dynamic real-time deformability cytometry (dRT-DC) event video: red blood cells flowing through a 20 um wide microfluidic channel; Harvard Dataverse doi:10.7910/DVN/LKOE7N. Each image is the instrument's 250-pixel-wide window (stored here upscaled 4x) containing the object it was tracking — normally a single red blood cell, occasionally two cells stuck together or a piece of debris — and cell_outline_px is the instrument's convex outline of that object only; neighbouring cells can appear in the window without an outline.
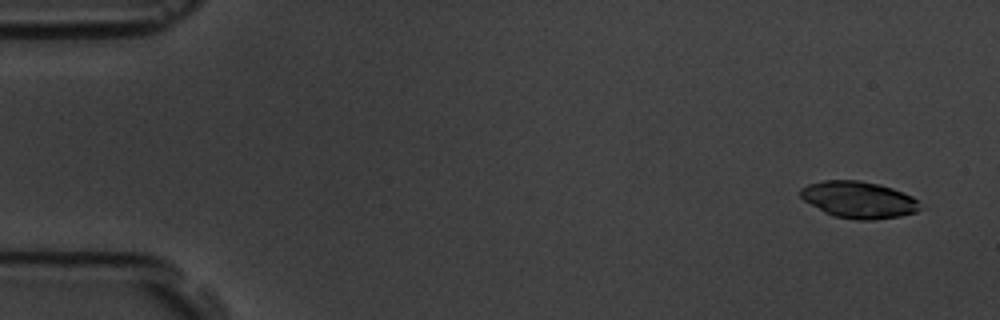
{"species": "common noctule bat (a hibernating species)", "species_latin": "Nyctalus noctula", "temperature_condition": "room temperature", "stored_images_in_passage": 4, "camera_frame_rate_fps": 3000, "um_per_image_px": 0.085, "animal": {"sex": "male", "body_mass_g": 19.5, "forearm_length_mm": 54.6}, "frame": {"image": 1, "passage_image": 1, "time_ms": 0.0, "image_size_px": [1000, 320], "cell_outline_px": [[920, 208], [916, 212], [900, 216], [872, 220], [856, 220], [832, 216], [824, 212], [804, 200], [800, 196], [800, 188], [808, 184], [824, 180], [860, 180], [880, 184], [892, 188], [912, 196], [920, 200]], "centroid_in_image_um": [72.99, 16.98], "position_along_channel_um": 12.0, "area_um2": 25.78}}
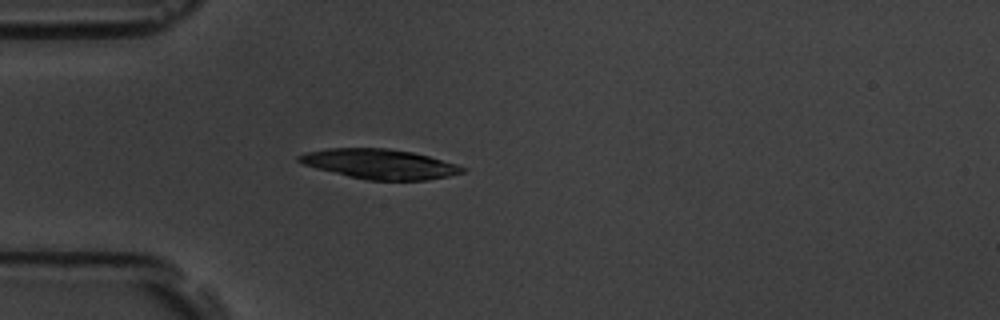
{"frame": {"image": 2, "passage_image": 4, "time_ms": 4.333, "image_size_px": [1000, 320], "cell_outline_px": [[468, 168], [464, 172], [448, 176], [428, 180], [368, 180], [348, 176], [316, 168], [304, 164], [296, 160], [296, 156], [304, 152], [328, 148], [388, 148], [412, 152], [428, 156], [456, 164]], "centroid_in_image_um": [32.26, 13.93], "position_along_channel_um": 52.7, "area_um2": 28.38}}